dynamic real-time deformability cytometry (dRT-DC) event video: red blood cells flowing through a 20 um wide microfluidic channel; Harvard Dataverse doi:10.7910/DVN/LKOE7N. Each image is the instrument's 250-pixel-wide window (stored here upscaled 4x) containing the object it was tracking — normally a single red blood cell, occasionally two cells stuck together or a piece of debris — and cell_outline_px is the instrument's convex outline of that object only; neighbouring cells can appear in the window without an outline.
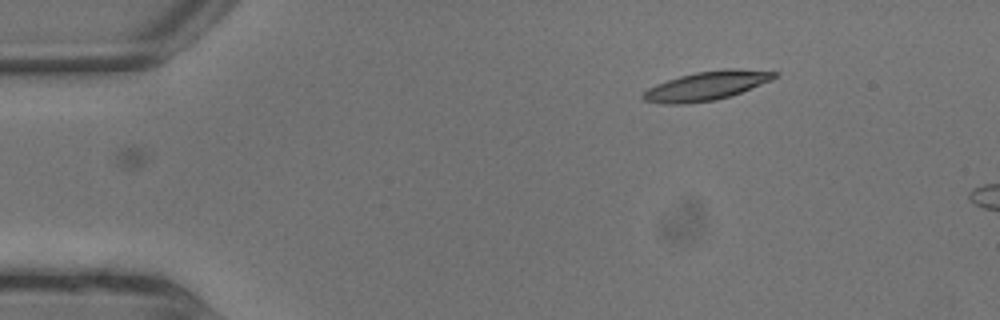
{"species": "common noctule bat (a hibernating species)", "species_latin": "Nyctalus noctula", "temperature_condition": "warm", "stored_images_in_passage": 7, "camera_frame_rate_fps": 3000, "um_per_image_px": 0.085, "animal": {"sex": "male", "body_mass_g": 13.3}, "frame": {"image": 1, "passage_image": 3, "time_ms": 0.667, "image_size_px": [1000, 320], "cell_outline_px": [[756, 72], [752, 84], [736, 92], [724, 96], [700, 100], [676, 100], [692, 76], [708, 72]], "centroid_in_image_um": [60.82, 7.22], "position_along_channel_um": 24.2, "area_um2": 11.21}}